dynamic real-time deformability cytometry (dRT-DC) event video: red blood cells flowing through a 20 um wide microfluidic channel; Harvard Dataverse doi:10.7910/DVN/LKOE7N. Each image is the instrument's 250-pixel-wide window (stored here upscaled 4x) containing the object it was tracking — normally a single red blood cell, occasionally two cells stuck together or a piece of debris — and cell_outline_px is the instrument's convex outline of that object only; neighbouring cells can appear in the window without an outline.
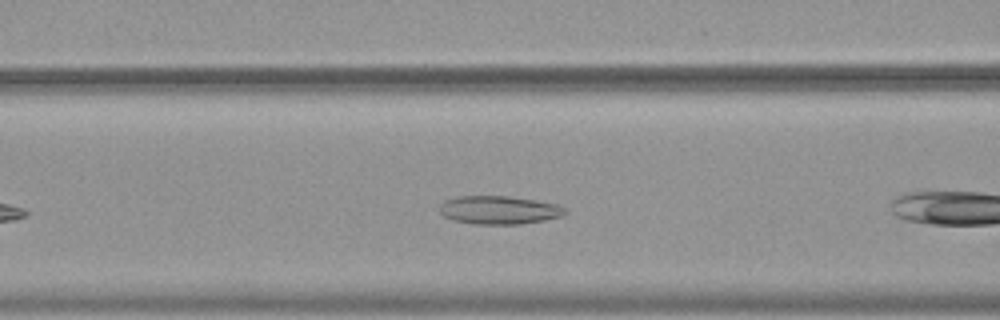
{"species": "common noctule bat (a hibernating species)", "species_latin": "Nyctalus noctula", "temperature_condition": "warm", "stored_images_in_passage": 35, "camera_frame_rate_fps": 3000, "um_per_image_px": 0.085, "animal": {"sex": "female", "body_mass_g": 19.9}, "frame": {"image": 1, "passage_image": 6, "time_ms": 1.667, "image_size_px": [1000, 320], "cell_outline_px": [[568, 212], [560, 216], [544, 220], [520, 224], [472, 224], [452, 220], [444, 216], [440, 212], [440, 204], [444, 200], [456, 196], [508, 196], [536, 200], [556, 204], [564, 208]], "centroid_in_image_um": [42.38, 17.85], "position_along_channel_um": 124.2, "area_um2": 20.75}}
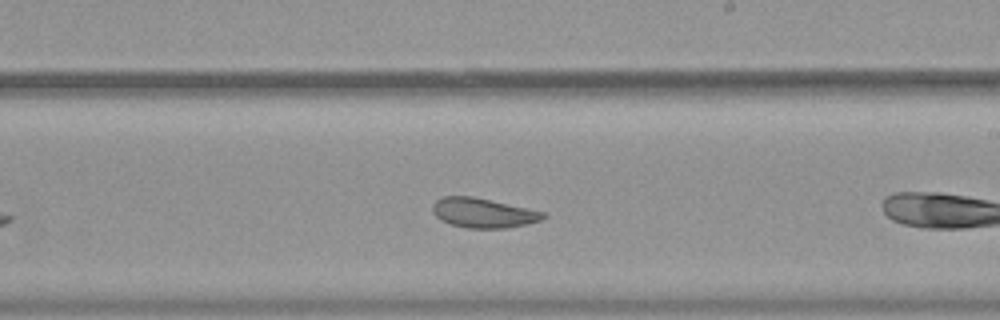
{"frame": {"image": 2, "passage_image": 16, "time_ms": 5.0, "image_size_px": [1000, 320], "cell_outline_px": [[548, 216], [540, 220], [528, 224], [508, 228], [468, 228], [448, 224], [440, 220], [432, 212], [432, 204], [440, 196], [472, 196], [544, 212]], "centroid_in_image_um": [41.03, 18.1], "position_along_channel_um": 248.0, "area_um2": 19.19}}
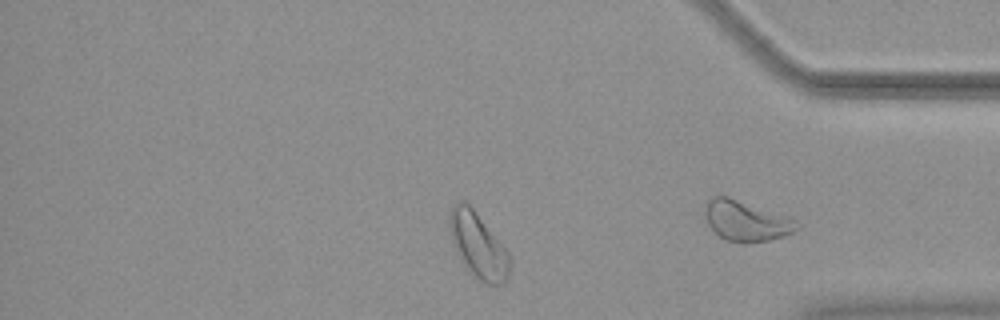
{"frame": {"image": 3, "passage_image": 26, "time_ms": 8.333, "image_size_px": [1000, 320], "cell_outline_px": [[512, 260], [504, 284], [488, 284], [480, 280], [460, 260], [452, 244], [448, 228], [448, 216], [452, 204], [460, 200], [464, 200], [472, 208], [508, 252]], "centroid_in_image_um": [40.59, 20.82], "position_along_channel_um": 394.6, "area_um2": 22.72}, "authors_computed_cell_mechanics": {"area_um2": 20.2878, "velocity_mm_per_s": 3.7222, "shape_relaxation_time_tau1_ms": 7.7787, "shape_relaxation_time_tau2_ms": 1.6433, "deformation_change_tau1": 0.1293, "deformation_change_tau2": 0.065}}